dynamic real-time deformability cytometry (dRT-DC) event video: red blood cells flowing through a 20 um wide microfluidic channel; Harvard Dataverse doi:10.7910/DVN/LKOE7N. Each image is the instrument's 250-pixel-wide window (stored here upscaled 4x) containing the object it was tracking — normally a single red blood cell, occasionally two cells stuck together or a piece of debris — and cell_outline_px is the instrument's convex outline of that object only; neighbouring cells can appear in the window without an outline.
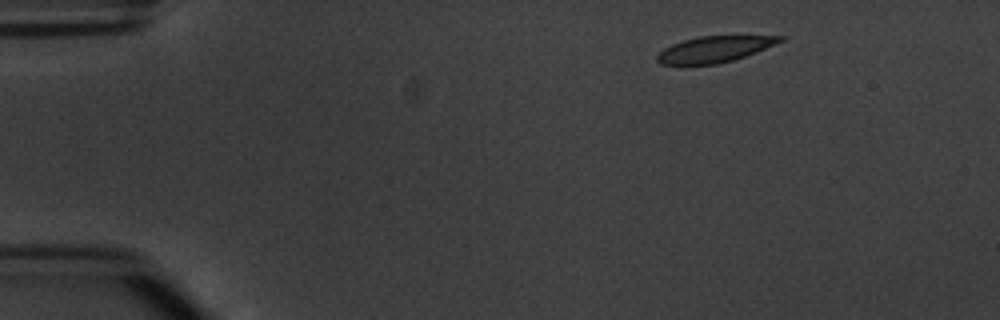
{"species": "common noctule bat (a hibernating species)", "species_latin": "Nyctalus noctula", "temperature_condition": "warm", "stored_images_in_passage": 3, "camera_frame_rate_fps": 3000, "um_per_image_px": 0.085, "animal": {"sex": "male", "body_mass_g": 20.1, "forearm_length_mm": 53.5}, "frame": {"image": 1, "passage_image": 1, "time_ms": 0.0, "image_size_px": [1000, 320], "cell_outline_px": [[784, 40], [756, 52], [732, 60], [716, 64], [660, 64], [656, 60], [656, 56], [664, 48], [672, 44], [684, 40], [700, 36], [784, 36]], "centroid_in_image_um": [60.71, 4.18], "position_along_channel_um": 24.3, "area_um2": 18.32}}